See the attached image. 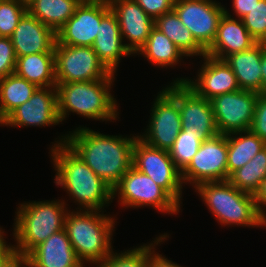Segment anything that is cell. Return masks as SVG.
Instances as JSON below:
<instances>
[{
  "mask_svg": "<svg viewBox=\"0 0 266 267\" xmlns=\"http://www.w3.org/2000/svg\"><path fill=\"white\" fill-rule=\"evenodd\" d=\"M138 136L105 135L79 126L66 134V144L113 189L132 167Z\"/></svg>",
  "mask_w": 266,
  "mask_h": 267,
  "instance_id": "1",
  "label": "cell"
},
{
  "mask_svg": "<svg viewBox=\"0 0 266 267\" xmlns=\"http://www.w3.org/2000/svg\"><path fill=\"white\" fill-rule=\"evenodd\" d=\"M16 55L10 37H0V78L15 73Z\"/></svg>",
  "mask_w": 266,
  "mask_h": 267,
  "instance_id": "35",
  "label": "cell"
},
{
  "mask_svg": "<svg viewBox=\"0 0 266 267\" xmlns=\"http://www.w3.org/2000/svg\"><path fill=\"white\" fill-rule=\"evenodd\" d=\"M233 17L225 8L215 39L206 49V55L224 60L230 54L248 50L257 43L244 26L242 19Z\"/></svg>",
  "mask_w": 266,
  "mask_h": 267,
  "instance_id": "20",
  "label": "cell"
},
{
  "mask_svg": "<svg viewBox=\"0 0 266 267\" xmlns=\"http://www.w3.org/2000/svg\"><path fill=\"white\" fill-rule=\"evenodd\" d=\"M103 212L69 210L66 214L64 228L77 258L84 266L85 262L94 265L104 261L113 250L115 219Z\"/></svg>",
  "mask_w": 266,
  "mask_h": 267,
  "instance_id": "4",
  "label": "cell"
},
{
  "mask_svg": "<svg viewBox=\"0 0 266 267\" xmlns=\"http://www.w3.org/2000/svg\"><path fill=\"white\" fill-rule=\"evenodd\" d=\"M137 4L154 20L173 10L175 0H135Z\"/></svg>",
  "mask_w": 266,
  "mask_h": 267,
  "instance_id": "37",
  "label": "cell"
},
{
  "mask_svg": "<svg viewBox=\"0 0 266 267\" xmlns=\"http://www.w3.org/2000/svg\"><path fill=\"white\" fill-rule=\"evenodd\" d=\"M2 267H29L27 256L15 254L8 262Z\"/></svg>",
  "mask_w": 266,
  "mask_h": 267,
  "instance_id": "42",
  "label": "cell"
},
{
  "mask_svg": "<svg viewBox=\"0 0 266 267\" xmlns=\"http://www.w3.org/2000/svg\"><path fill=\"white\" fill-rule=\"evenodd\" d=\"M250 130L266 143V94H258Z\"/></svg>",
  "mask_w": 266,
  "mask_h": 267,
  "instance_id": "36",
  "label": "cell"
},
{
  "mask_svg": "<svg viewBox=\"0 0 266 267\" xmlns=\"http://www.w3.org/2000/svg\"><path fill=\"white\" fill-rule=\"evenodd\" d=\"M227 137L218 134L204 139L190 163L181 171L183 183L194 188L204 182L228 180Z\"/></svg>",
  "mask_w": 266,
  "mask_h": 267,
  "instance_id": "10",
  "label": "cell"
},
{
  "mask_svg": "<svg viewBox=\"0 0 266 267\" xmlns=\"http://www.w3.org/2000/svg\"><path fill=\"white\" fill-rule=\"evenodd\" d=\"M203 140L199 133H193L190 129H182L179 132L168 151L174 164L181 171L190 163Z\"/></svg>",
  "mask_w": 266,
  "mask_h": 267,
  "instance_id": "32",
  "label": "cell"
},
{
  "mask_svg": "<svg viewBox=\"0 0 266 267\" xmlns=\"http://www.w3.org/2000/svg\"><path fill=\"white\" fill-rule=\"evenodd\" d=\"M203 64L198 72L197 79L177 78L174 82H184L198 96L207 100L240 90L236 76L230 66L220 59L204 55Z\"/></svg>",
  "mask_w": 266,
  "mask_h": 267,
  "instance_id": "17",
  "label": "cell"
},
{
  "mask_svg": "<svg viewBox=\"0 0 266 267\" xmlns=\"http://www.w3.org/2000/svg\"><path fill=\"white\" fill-rule=\"evenodd\" d=\"M37 88L16 73L0 78V123L15 108L28 101Z\"/></svg>",
  "mask_w": 266,
  "mask_h": 267,
  "instance_id": "29",
  "label": "cell"
},
{
  "mask_svg": "<svg viewBox=\"0 0 266 267\" xmlns=\"http://www.w3.org/2000/svg\"><path fill=\"white\" fill-rule=\"evenodd\" d=\"M26 256L29 267H85L77 258L65 228L52 234Z\"/></svg>",
  "mask_w": 266,
  "mask_h": 267,
  "instance_id": "21",
  "label": "cell"
},
{
  "mask_svg": "<svg viewBox=\"0 0 266 267\" xmlns=\"http://www.w3.org/2000/svg\"><path fill=\"white\" fill-rule=\"evenodd\" d=\"M155 250L150 253L148 267H182L172 262V260L167 259L162 254L155 252Z\"/></svg>",
  "mask_w": 266,
  "mask_h": 267,
  "instance_id": "39",
  "label": "cell"
},
{
  "mask_svg": "<svg viewBox=\"0 0 266 267\" xmlns=\"http://www.w3.org/2000/svg\"><path fill=\"white\" fill-rule=\"evenodd\" d=\"M119 23L115 14L110 10L102 19L97 37L92 45L98 59L112 73H115L121 57L131 56L123 43Z\"/></svg>",
  "mask_w": 266,
  "mask_h": 267,
  "instance_id": "22",
  "label": "cell"
},
{
  "mask_svg": "<svg viewBox=\"0 0 266 267\" xmlns=\"http://www.w3.org/2000/svg\"><path fill=\"white\" fill-rule=\"evenodd\" d=\"M81 0H28L27 12L57 32L73 15Z\"/></svg>",
  "mask_w": 266,
  "mask_h": 267,
  "instance_id": "26",
  "label": "cell"
},
{
  "mask_svg": "<svg viewBox=\"0 0 266 267\" xmlns=\"http://www.w3.org/2000/svg\"><path fill=\"white\" fill-rule=\"evenodd\" d=\"M213 0H175L173 10L206 50L213 42L225 6Z\"/></svg>",
  "mask_w": 266,
  "mask_h": 267,
  "instance_id": "13",
  "label": "cell"
},
{
  "mask_svg": "<svg viewBox=\"0 0 266 267\" xmlns=\"http://www.w3.org/2000/svg\"><path fill=\"white\" fill-rule=\"evenodd\" d=\"M226 137L228 146L227 167L229 178L234 171L247 164L261 149H263L266 146V143L251 130L228 134Z\"/></svg>",
  "mask_w": 266,
  "mask_h": 267,
  "instance_id": "27",
  "label": "cell"
},
{
  "mask_svg": "<svg viewBox=\"0 0 266 267\" xmlns=\"http://www.w3.org/2000/svg\"><path fill=\"white\" fill-rule=\"evenodd\" d=\"M110 9L117 18L123 40L129 41L125 44L126 48L131 54H137L154 27V19L135 0L118 1Z\"/></svg>",
  "mask_w": 266,
  "mask_h": 267,
  "instance_id": "18",
  "label": "cell"
},
{
  "mask_svg": "<svg viewBox=\"0 0 266 267\" xmlns=\"http://www.w3.org/2000/svg\"><path fill=\"white\" fill-rule=\"evenodd\" d=\"M26 12L24 0H0V37H11Z\"/></svg>",
  "mask_w": 266,
  "mask_h": 267,
  "instance_id": "33",
  "label": "cell"
},
{
  "mask_svg": "<svg viewBox=\"0 0 266 267\" xmlns=\"http://www.w3.org/2000/svg\"><path fill=\"white\" fill-rule=\"evenodd\" d=\"M154 26L167 36L185 57L206 55V50L195 40L174 10L157 17Z\"/></svg>",
  "mask_w": 266,
  "mask_h": 267,
  "instance_id": "25",
  "label": "cell"
},
{
  "mask_svg": "<svg viewBox=\"0 0 266 267\" xmlns=\"http://www.w3.org/2000/svg\"><path fill=\"white\" fill-rule=\"evenodd\" d=\"M261 68H262V94H266V48L262 53Z\"/></svg>",
  "mask_w": 266,
  "mask_h": 267,
  "instance_id": "43",
  "label": "cell"
},
{
  "mask_svg": "<svg viewBox=\"0 0 266 267\" xmlns=\"http://www.w3.org/2000/svg\"><path fill=\"white\" fill-rule=\"evenodd\" d=\"M15 254V245H8L3 236L0 239V267L8 262Z\"/></svg>",
  "mask_w": 266,
  "mask_h": 267,
  "instance_id": "41",
  "label": "cell"
},
{
  "mask_svg": "<svg viewBox=\"0 0 266 267\" xmlns=\"http://www.w3.org/2000/svg\"><path fill=\"white\" fill-rule=\"evenodd\" d=\"M138 54L143 55L152 64H156V66L161 68H167V66L173 67L179 64L178 62H181V59L185 56L177 46L155 26L152 28L145 45L139 50Z\"/></svg>",
  "mask_w": 266,
  "mask_h": 267,
  "instance_id": "28",
  "label": "cell"
},
{
  "mask_svg": "<svg viewBox=\"0 0 266 267\" xmlns=\"http://www.w3.org/2000/svg\"><path fill=\"white\" fill-rule=\"evenodd\" d=\"M266 177V146L247 164L234 171L228 181L237 189L254 195Z\"/></svg>",
  "mask_w": 266,
  "mask_h": 267,
  "instance_id": "30",
  "label": "cell"
},
{
  "mask_svg": "<svg viewBox=\"0 0 266 267\" xmlns=\"http://www.w3.org/2000/svg\"><path fill=\"white\" fill-rule=\"evenodd\" d=\"M15 73L37 87H56L55 53L17 57Z\"/></svg>",
  "mask_w": 266,
  "mask_h": 267,
  "instance_id": "24",
  "label": "cell"
},
{
  "mask_svg": "<svg viewBox=\"0 0 266 267\" xmlns=\"http://www.w3.org/2000/svg\"><path fill=\"white\" fill-rule=\"evenodd\" d=\"M113 199L117 197L124 207H153L166 214H177L181 208L162 187L148 175L133 166L121 177L120 182L112 189Z\"/></svg>",
  "mask_w": 266,
  "mask_h": 267,
  "instance_id": "7",
  "label": "cell"
},
{
  "mask_svg": "<svg viewBox=\"0 0 266 267\" xmlns=\"http://www.w3.org/2000/svg\"><path fill=\"white\" fill-rule=\"evenodd\" d=\"M54 53L56 83L100 80L111 73L92 47L56 43Z\"/></svg>",
  "mask_w": 266,
  "mask_h": 267,
  "instance_id": "9",
  "label": "cell"
},
{
  "mask_svg": "<svg viewBox=\"0 0 266 267\" xmlns=\"http://www.w3.org/2000/svg\"><path fill=\"white\" fill-rule=\"evenodd\" d=\"M110 10L101 0L81 1L74 15L56 32V43L92 47L101 19Z\"/></svg>",
  "mask_w": 266,
  "mask_h": 267,
  "instance_id": "15",
  "label": "cell"
},
{
  "mask_svg": "<svg viewBox=\"0 0 266 267\" xmlns=\"http://www.w3.org/2000/svg\"><path fill=\"white\" fill-rule=\"evenodd\" d=\"M259 43H260L264 48H266V34H265V36L259 41Z\"/></svg>",
  "mask_w": 266,
  "mask_h": 267,
  "instance_id": "45",
  "label": "cell"
},
{
  "mask_svg": "<svg viewBox=\"0 0 266 267\" xmlns=\"http://www.w3.org/2000/svg\"><path fill=\"white\" fill-rule=\"evenodd\" d=\"M195 189L221 225L266 227L254 195L237 189L228 180L204 182Z\"/></svg>",
  "mask_w": 266,
  "mask_h": 267,
  "instance_id": "6",
  "label": "cell"
},
{
  "mask_svg": "<svg viewBox=\"0 0 266 267\" xmlns=\"http://www.w3.org/2000/svg\"><path fill=\"white\" fill-rule=\"evenodd\" d=\"M242 21L250 35L259 42L266 34V0H259Z\"/></svg>",
  "mask_w": 266,
  "mask_h": 267,
  "instance_id": "34",
  "label": "cell"
},
{
  "mask_svg": "<svg viewBox=\"0 0 266 267\" xmlns=\"http://www.w3.org/2000/svg\"><path fill=\"white\" fill-rule=\"evenodd\" d=\"M264 49L257 42L250 49L230 54L224 59L233 70L240 89L262 94L261 59Z\"/></svg>",
  "mask_w": 266,
  "mask_h": 267,
  "instance_id": "23",
  "label": "cell"
},
{
  "mask_svg": "<svg viewBox=\"0 0 266 267\" xmlns=\"http://www.w3.org/2000/svg\"><path fill=\"white\" fill-rule=\"evenodd\" d=\"M153 102L148 128L138 137L152 147L169 150L182 130L178 102L165 89Z\"/></svg>",
  "mask_w": 266,
  "mask_h": 267,
  "instance_id": "14",
  "label": "cell"
},
{
  "mask_svg": "<svg viewBox=\"0 0 266 267\" xmlns=\"http://www.w3.org/2000/svg\"><path fill=\"white\" fill-rule=\"evenodd\" d=\"M167 238H169V235L165 233L156 237L148 245L136 246V248L121 253H114L112 250L111 254L104 261L95 265L96 267H148L150 253L156 249V245L165 241Z\"/></svg>",
  "mask_w": 266,
  "mask_h": 267,
  "instance_id": "31",
  "label": "cell"
},
{
  "mask_svg": "<svg viewBox=\"0 0 266 267\" xmlns=\"http://www.w3.org/2000/svg\"><path fill=\"white\" fill-rule=\"evenodd\" d=\"M17 57L54 53L56 32L26 12L10 37Z\"/></svg>",
  "mask_w": 266,
  "mask_h": 267,
  "instance_id": "19",
  "label": "cell"
},
{
  "mask_svg": "<svg viewBox=\"0 0 266 267\" xmlns=\"http://www.w3.org/2000/svg\"><path fill=\"white\" fill-rule=\"evenodd\" d=\"M164 89L178 102L182 129L199 133L203 139L219 134L210 100L198 96L184 82H171Z\"/></svg>",
  "mask_w": 266,
  "mask_h": 267,
  "instance_id": "12",
  "label": "cell"
},
{
  "mask_svg": "<svg viewBox=\"0 0 266 267\" xmlns=\"http://www.w3.org/2000/svg\"><path fill=\"white\" fill-rule=\"evenodd\" d=\"M258 94L240 89L210 100L219 134L228 135L250 130Z\"/></svg>",
  "mask_w": 266,
  "mask_h": 267,
  "instance_id": "11",
  "label": "cell"
},
{
  "mask_svg": "<svg viewBox=\"0 0 266 267\" xmlns=\"http://www.w3.org/2000/svg\"><path fill=\"white\" fill-rule=\"evenodd\" d=\"M60 122L56 87H38L28 101L15 108L0 124L47 127Z\"/></svg>",
  "mask_w": 266,
  "mask_h": 267,
  "instance_id": "16",
  "label": "cell"
},
{
  "mask_svg": "<svg viewBox=\"0 0 266 267\" xmlns=\"http://www.w3.org/2000/svg\"><path fill=\"white\" fill-rule=\"evenodd\" d=\"M101 1H103L108 6H111L112 4H114L118 1H122V0H101Z\"/></svg>",
  "mask_w": 266,
  "mask_h": 267,
  "instance_id": "44",
  "label": "cell"
},
{
  "mask_svg": "<svg viewBox=\"0 0 266 267\" xmlns=\"http://www.w3.org/2000/svg\"><path fill=\"white\" fill-rule=\"evenodd\" d=\"M65 203V200L58 199L19 204L13 227L17 254L26 256L52 234L64 229L69 211Z\"/></svg>",
  "mask_w": 266,
  "mask_h": 267,
  "instance_id": "5",
  "label": "cell"
},
{
  "mask_svg": "<svg viewBox=\"0 0 266 267\" xmlns=\"http://www.w3.org/2000/svg\"><path fill=\"white\" fill-rule=\"evenodd\" d=\"M4 236V231L0 227V239Z\"/></svg>",
  "mask_w": 266,
  "mask_h": 267,
  "instance_id": "46",
  "label": "cell"
},
{
  "mask_svg": "<svg viewBox=\"0 0 266 267\" xmlns=\"http://www.w3.org/2000/svg\"><path fill=\"white\" fill-rule=\"evenodd\" d=\"M55 142L50 153L57 171L54 183L66 189L69 197L81 206L77 209L103 211L112 203V188L66 144V134Z\"/></svg>",
  "mask_w": 266,
  "mask_h": 267,
  "instance_id": "2",
  "label": "cell"
},
{
  "mask_svg": "<svg viewBox=\"0 0 266 267\" xmlns=\"http://www.w3.org/2000/svg\"><path fill=\"white\" fill-rule=\"evenodd\" d=\"M132 166L148 175L181 204L184 184L181 170L174 164L168 150L152 147L137 137L133 147Z\"/></svg>",
  "mask_w": 266,
  "mask_h": 267,
  "instance_id": "8",
  "label": "cell"
},
{
  "mask_svg": "<svg viewBox=\"0 0 266 267\" xmlns=\"http://www.w3.org/2000/svg\"><path fill=\"white\" fill-rule=\"evenodd\" d=\"M259 0H233L232 8L237 18L242 19Z\"/></svg>",
  "mask_w": 266,
  "mask_h": 267,
  "instance_id": "38",
  "label": "cell"
},
{
  "mask_svg": "<svg viewBox=\"0 0 266 267\" xmlns=\"http://www.w3.org/2000/svg\"><path fill=\"white\" fill-rule=\"evenodd\" d=\"M115 73L106 78L93 81L57 83L58 114L64 121L69 112L91 120H117L118 104L110 90ZM118 113V114H117Z\"/></svg>",
  "mask_w": 266,
  "mask_h": 267,
  "instance_id": "3",
  "label": "cell"
},
{
  "mask_svg": "<svg viewBox=\"0 0 266 267\" xmlns=\"http://www.w3.org/2000/svg\"><path fill=\"white\" fill-rule=\"evenodd\" d=\"M254 197L261 216L266 220V177L262 180L260 188L254 194Z\"/></svg>",
  "mask_w": 266,
  "mask_h": 267,
  "instance_id": "40",
  "label": "cell"
}]
</instances>
